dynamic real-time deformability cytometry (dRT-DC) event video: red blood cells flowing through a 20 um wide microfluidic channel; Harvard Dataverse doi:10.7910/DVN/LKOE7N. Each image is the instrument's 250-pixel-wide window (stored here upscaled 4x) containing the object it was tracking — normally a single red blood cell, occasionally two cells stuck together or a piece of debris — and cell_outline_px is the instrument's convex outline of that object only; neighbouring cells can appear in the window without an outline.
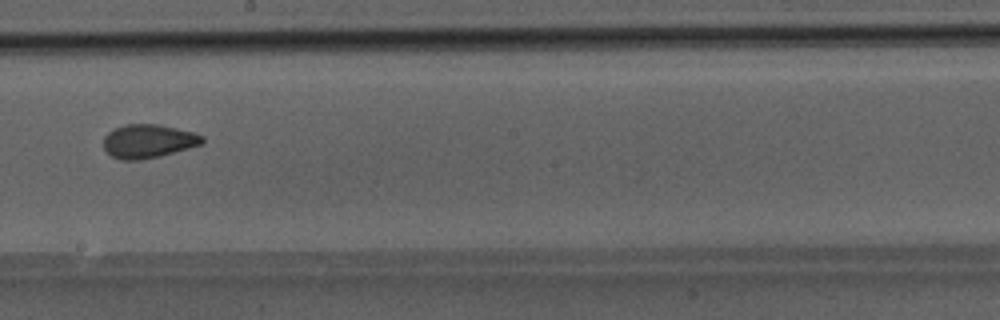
{"species": "Egyptian fruit bat (a non-hibernating species)", "species_latin": "Rousettus aegyptiacus", "temperature_condition": "room temperature", "stored_images_in_passage": 27, "camera_frame_rate_fps": 3000, "um_per_image_px": 0.085, "animal": {"sex": "male"}, "frame": {"image": 1, "passage_image": 12, "time_ms": 3.667, "image_size_px": [1000, 320], "cell_outline_px": [[204, 144], [160, 156], [140, 160], [120, 160], [112, 156], [104, 148], [104, 136], [108, 132], [124, 124], [160, 124], [196, 132], [204, 136]], "centroid_in_image_um": [12.65, 11.99], "position_along_channel_um": 235.6, "area_um2": 19.59}}